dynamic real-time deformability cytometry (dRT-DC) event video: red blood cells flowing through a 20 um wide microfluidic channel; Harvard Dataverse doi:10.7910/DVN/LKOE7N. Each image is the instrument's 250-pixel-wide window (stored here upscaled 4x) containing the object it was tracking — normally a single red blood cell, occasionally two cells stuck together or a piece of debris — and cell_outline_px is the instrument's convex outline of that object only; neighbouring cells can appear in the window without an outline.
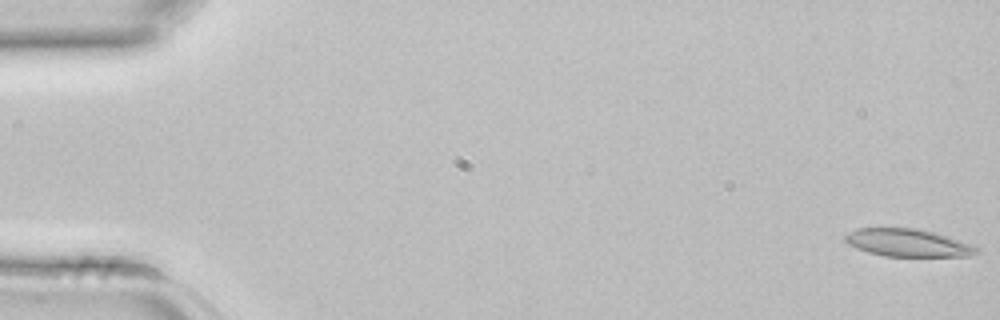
{"species": "common noctule bat (a hibernating species)", "species_latin": "Nyctalus noctula", "temperature_condition": "room temperature", "stored_images_in_passage": 5, "segment_of_instrument_passage": [1, 2], "camera_frame_rate_fps": 3000, "um_per_image_px": 0.085, "animal": {"sex": "female", "body_mass_g": 22.7, "forearm_length_mm": 54.2}, "frame": {"image": 1, "passage_image": 1, "time_ms": 0.0, "image_size_px": [1000, 320], "cell_outline_px": [[980, 252], [968, 256], [884, 256], [868, 252], [856, 248], [848, 244], [844, 240], [844, 236], [860, 228], [916, 228], [932, 232], [976, 244], [980, 248]], "centroid_in_image_um": [77.24, 20.64], "position_along_channel_um": 7.8, "area_um2": 21.21}}